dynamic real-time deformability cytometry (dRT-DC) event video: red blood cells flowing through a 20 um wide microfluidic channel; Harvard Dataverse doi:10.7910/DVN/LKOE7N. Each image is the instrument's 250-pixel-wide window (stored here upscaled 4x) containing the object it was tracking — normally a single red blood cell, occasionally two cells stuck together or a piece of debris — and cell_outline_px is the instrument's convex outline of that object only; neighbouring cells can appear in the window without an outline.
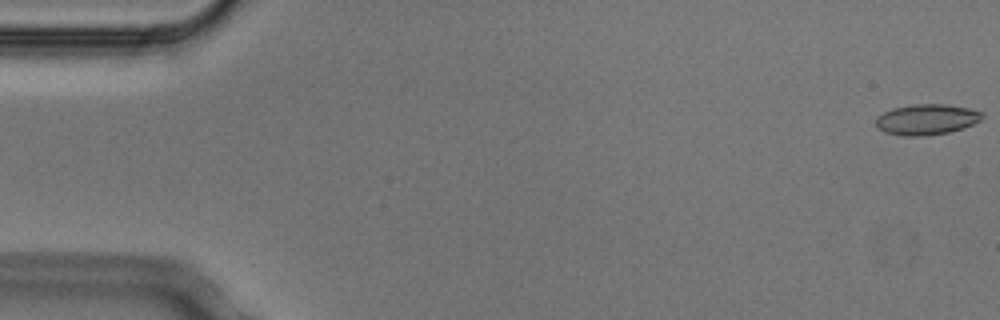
{"species": "Egyptian fruit bat (a non-hibernating species)", "species_latin": "Rousettus aegyptiacus", "temperature_condition": "cold", "stored_images_in_passage": 5, "camera_frame_rate_fps": 3000, "um_per_image_px": 0.085, "animal": {"sex": "male"}, "frame": {"image": 1, "passage_image": 1, "time_ms": 0.0, "image_size_px": [1000, 320], "cell_outline_px": [[984, 116], [980, 120], [964, 128], [948, 132], [924, 136], [904, 136], [884, 132], [876, 128], [876, 116], [892, 108], [912, 104], [948, 104], [968, 108], [984, 112]], "centroid_in_image_um": [78.75, 10.15], "position_along_channel_um": 6.3, "area_um2": 19.19}}
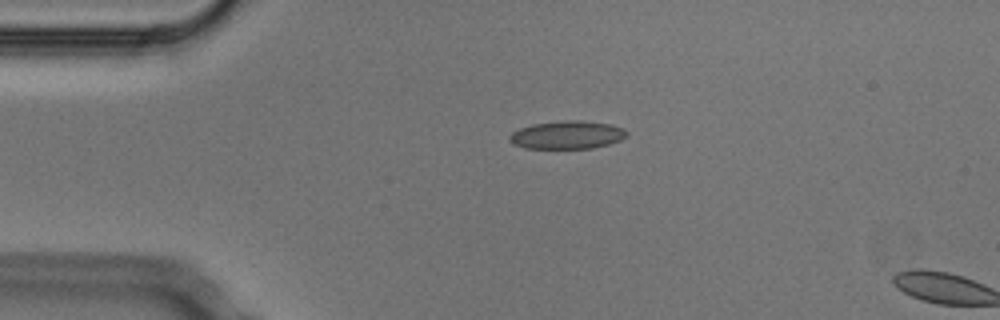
{"frame": {"image": 2, "passage_image": 4, "time_ms": 1.0, "image_size_px": [1000, 320], "cell_outline_px": [[628, 136], [620, 140], [608, 144], [592, 148], [524, 148], [512, 144], [508, 140], [508, 136], [512, 132], [520, 128], [532, 124], [564, 120], [580, 120], [612, 124], [624, 128], [628, 132]], "centroid_in_image_um": [48.21, 11.46], "position_along_channel_um": 36.8, "area_um2": 19.36}}